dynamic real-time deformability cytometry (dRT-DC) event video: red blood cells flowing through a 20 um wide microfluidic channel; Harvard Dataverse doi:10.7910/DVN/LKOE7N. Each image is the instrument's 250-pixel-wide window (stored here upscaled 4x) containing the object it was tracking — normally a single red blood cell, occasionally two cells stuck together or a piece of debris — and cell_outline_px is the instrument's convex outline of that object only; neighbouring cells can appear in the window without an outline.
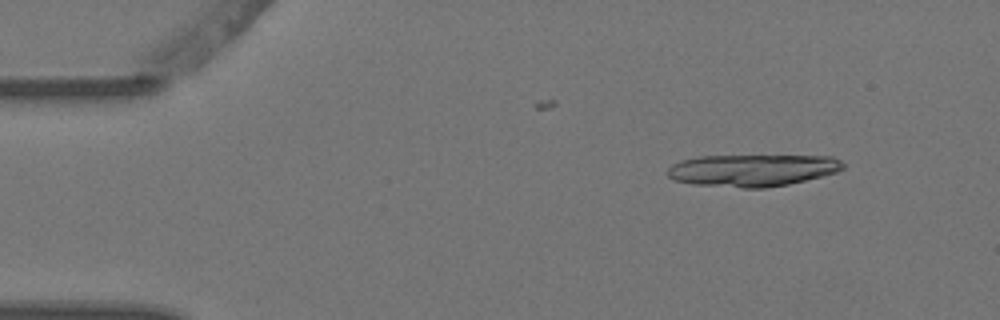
{"species": "Egyptian fruit bat (a non-hibernating species)", "species_latin": "Rousettus aegyptiacus", "temperature_condition": "warm", "stored_images_in_passage": 3, "camera_frame_rate_fps": 3000, "um_per_image_px": 0.085, "animal": {"sex": "female"}, "frame": {"image": 1, "passage_image": 1, "time_ms": 0.0, "image_size_px": [1000, 320], "cell_outline_px": [[844, 168], [836, 172], [788, 184], [764, 188], [744, 188], [692, 184], [672, 180], [668, 176], [668, 168], [672, 164], [680, 160], [700, 156], [832, 156], [840, 160], [844, 164]], "centroid_in_image_um": [63.91, 14.47], "position_along_channel_um": 21.1, "area_um2": 32.71}}